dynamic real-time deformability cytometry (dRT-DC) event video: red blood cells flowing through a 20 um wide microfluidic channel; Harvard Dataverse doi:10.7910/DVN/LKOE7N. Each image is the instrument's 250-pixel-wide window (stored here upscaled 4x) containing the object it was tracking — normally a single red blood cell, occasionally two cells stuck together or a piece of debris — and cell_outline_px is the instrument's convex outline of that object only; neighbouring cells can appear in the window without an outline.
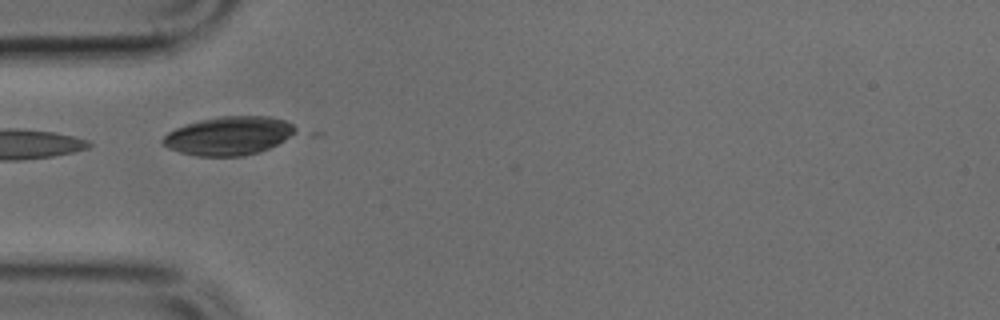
{"species": "common noctule bat (a hibernating species)", "species_latin": "Nyctalus noctula", "temperature_condition": "cold", "stored_images_in_passage": 7, "camera_frame_rate_fps": 3000, "um_per_image_px": 0.085, "animal": {"sex": "male", "body_mass_g": 17.9, "forearm_length_mm": 54.2}, "frame": {"image": 1, "passage_image": 1, "time_ms": 0.0, "image_size_px": [1000, 320], "cell_outline_px": [[296, 132], [284, 140], [260, 152], [244, 156], [196, 156], [180, 152], [168, 148], [160, 144], [160, 140], [168, 132], [176, 128], [200, 120], [220, 116], [268, 116], [284, 120], [292, 124], [296, 128]], "centroid_in_image_um": [19.42, 11.55], "position_along_channel_um": 65.6, "area_um2": 29.77}}